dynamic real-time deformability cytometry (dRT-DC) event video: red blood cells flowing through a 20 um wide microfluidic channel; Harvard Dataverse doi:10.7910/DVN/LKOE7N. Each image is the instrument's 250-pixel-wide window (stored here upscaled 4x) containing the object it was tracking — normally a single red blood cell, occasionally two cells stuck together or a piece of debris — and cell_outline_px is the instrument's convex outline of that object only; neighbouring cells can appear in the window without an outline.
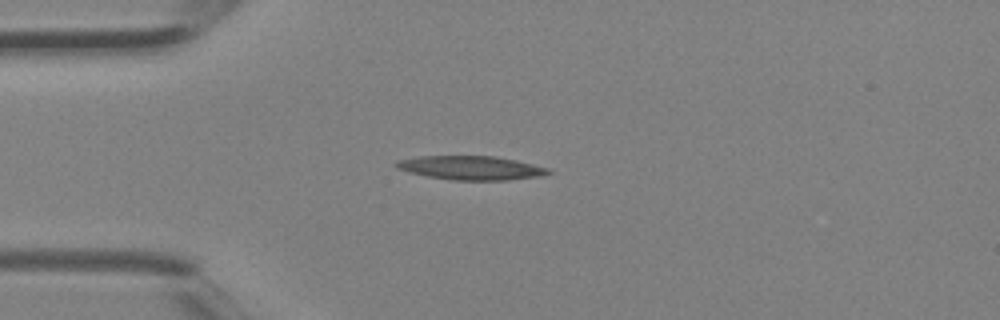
{"species": "Egyptian fruit bat (a non-hibernating species)", "species_latin": "Rousettus aegyptiacus", "temperature_condition": "room temperature", "stored_images_in_passage": 3, "camera_frame_rate_fps": 3000, "um_per_image_px": 0.085, "animal": {"sex": "female"}, "frame": {"image": 1, "passage_image": 3, "time_ms": 0.667, "image_size_px": [1000, 320], "cell_outline_px": [[552, 172], [544, 176], [508, 180], [452, 180], [428, 176], [408, 172], [396, 168], [392, 164], [396, 160], [420, 156], [496, 156], [516, 160], [548, 168]], "centroid_in_image_um": [40.02, 14.27], "position_along_channel_um": 45.0, "area_um2": 21.33}}